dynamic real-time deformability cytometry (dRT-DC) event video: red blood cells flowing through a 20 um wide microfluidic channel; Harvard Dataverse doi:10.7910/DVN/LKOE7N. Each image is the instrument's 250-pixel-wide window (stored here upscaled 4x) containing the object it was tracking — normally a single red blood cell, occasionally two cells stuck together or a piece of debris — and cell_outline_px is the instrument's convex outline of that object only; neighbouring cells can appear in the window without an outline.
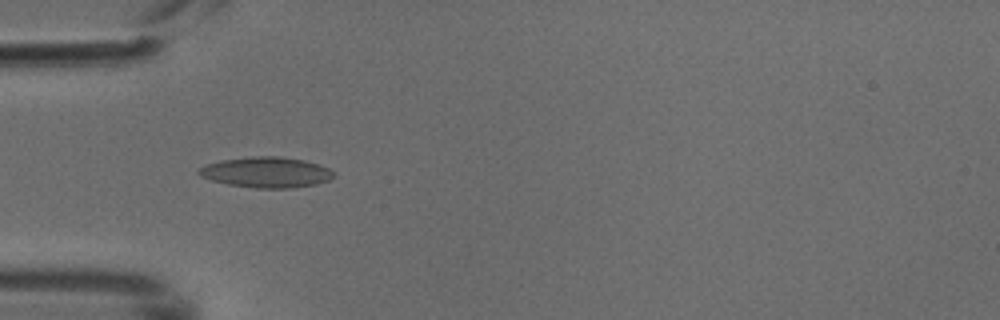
{"species": "common noctule bat (a hibernating species)", "species_latin": "Nyctalus noctula", "temperature_condition": "cold", "stored_images_in_passage": 6, "camera_frame_rate_fps": 3000, "um_per_image_px": 0.085, "animal": {"sex": "male", "body_mass_g": 18.8}, "frame": {"image": 1, "passage_image": 5, "time_ms": 1.333, "image_size_px": [1000, 320], "cell_outline_px": [[336, 176], [328, 180], [316, 184], [292, 188], [256, 188], [228, 184], [212, 180], [200, 176], [196, 172], [200, 168], [208, 164], [220, 160], [252, 156], [280, 156], [304, 160], [328, 168], [336, 172]], "centroid_in_image_um": [22.66, 14.64], "position_along_channel_um": 62.3, "area_um2": 24.04}}
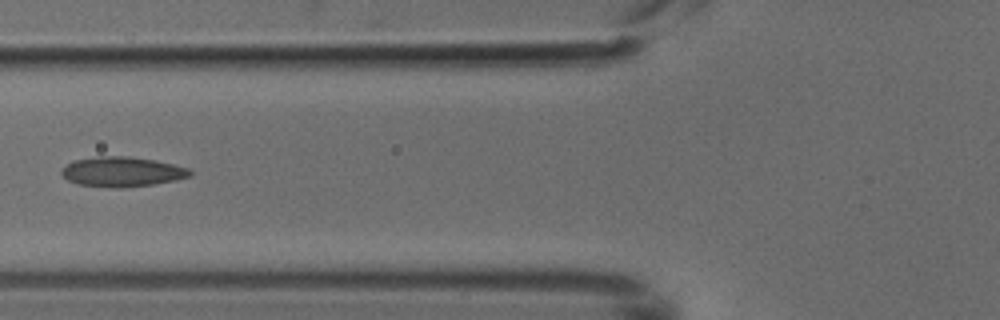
{"frame": {"image": 2, "passage_image": 6, "time_ms": 1.667, "image_size_px": [1000, 320], "cell_outline_px": [[192, 172], [188, 176], [176, 180], [152, 184], [124, 188], [116, 188], [76, 184], [68, 180], [60, 172], [68, 164], [76, 160], [100, 156], [128, 156], [156, 160], [188, 168]], "centroid_in_image_um": [10.38, 14.6], "position_along_channel_um": 115.4, "area_um2": 22.14}}